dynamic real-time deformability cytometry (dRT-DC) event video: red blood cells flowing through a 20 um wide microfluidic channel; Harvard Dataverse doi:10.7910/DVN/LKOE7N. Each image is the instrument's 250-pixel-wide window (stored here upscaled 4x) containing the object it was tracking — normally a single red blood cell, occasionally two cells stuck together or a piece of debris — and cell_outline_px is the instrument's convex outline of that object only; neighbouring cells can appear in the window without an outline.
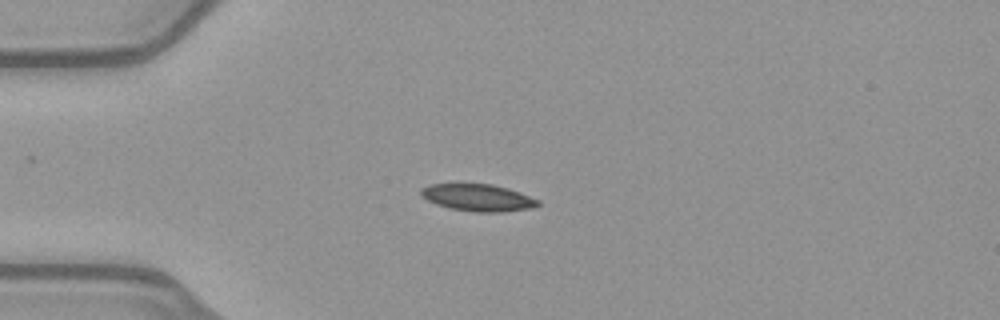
{"species": "common noctule bat (a hibernating species)", "species_latin": "Nyctalus noctula", "temperature_condition": "warm", "stored_images_in_passage": 43, "camera_frame_rate_fps": 3000, "um_per_image_px": 0.085, "animal": {"sex": "female", "body_mass_g": 21.9}, "frame": {"image": 1, "passage_image": 5, "time_ms": 1.333, "image_size_px": [1000, 320], "cell_outline_px": [[540, 204], [532, 208], [504, 212], [476, 212], [448, 208], [436, 204], [428, 200], [420, 192], [420, 188], [428, 184], [492, 184], [508, 188], [520, 192], [540, 200]], "centroid_in_image_um": [40.65, 16.8], "position_along_channel_um": 44.4, "area_um2": 18.5}}
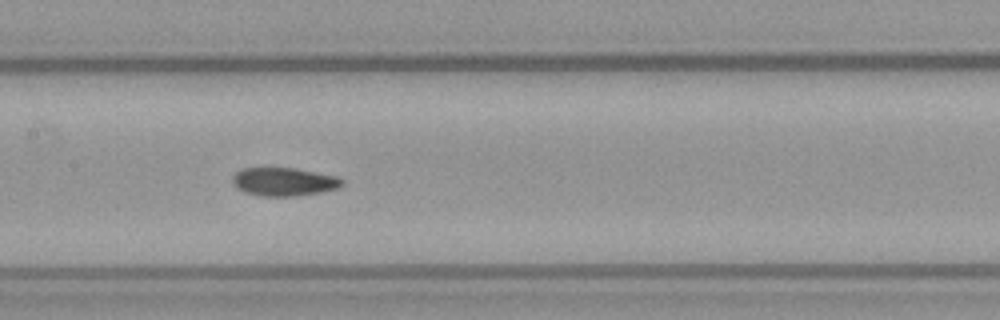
{"frame": {"image": 2, "passage_image": 17, "time_ms": 5.333, "image_size_px": [1000, 320], "cell_outline_px": [[344, 184], [340, 188], [324, 192], [296, 196], [260, 196], [244, 192], [236, 188], [232, 184], [232, 176], [240, 168], [296, 168], [340, 176], [344, 180]], "centroid_in_image_um": [24.17, 15.45], "position_along_channel_um": 183.2, "area_um2": 18.61}}
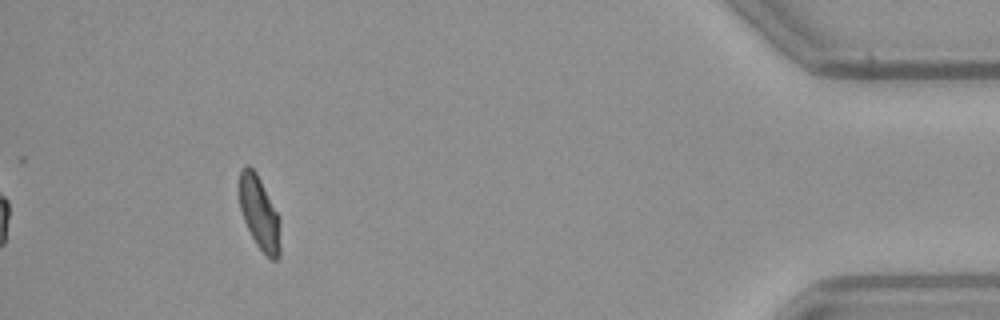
{"frame": {"image": 3, "passage_image": 39, "time_ms": 12.667, "image_size_px": [1000, 320], "cell_outline_px": [[280, 256], [276, 260], [272, 260], [256, 244], [244, 220], [240, 208], [240, 168], [244, 164], [248, 164], [256, 172], [280, 216]], "centroid_in_image_um": [22.07, 18.09], "position_along_channel_um": 413.1, "area_um2": 17.51}, "authors_computed_cell_mechanics": {"area_um2": 18.3804, "velocity_mm_per_s": 4.0056, "shape_relaxation_time_tau1_ms": null, "shape_relaxation_time_tau2_ms": 2.1455, "deformation_change_tau1": null, "deformation_change_tau2": 0.056}}